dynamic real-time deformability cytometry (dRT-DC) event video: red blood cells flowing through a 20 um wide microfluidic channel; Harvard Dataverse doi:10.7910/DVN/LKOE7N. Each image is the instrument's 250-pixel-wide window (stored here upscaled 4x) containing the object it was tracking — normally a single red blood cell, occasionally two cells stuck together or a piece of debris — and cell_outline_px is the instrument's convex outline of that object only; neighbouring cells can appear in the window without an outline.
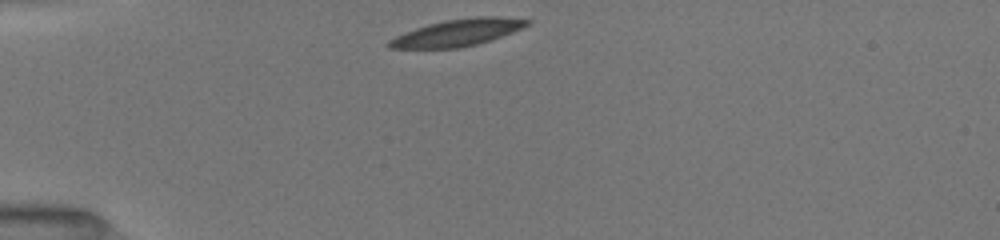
{"species": "common noctule bat (a hibernating species)", "species_latin": "Nyctalus noctula", "temperature_condition": "room temperature", "stored_images_in_passage": 39, "camera_frame_rate_fps": 3000, "um_per_image_px": 0.085, "animal": {"sex": "female", "body_mass_g": 19.5, "forearm_length_mm": 54.1}, "frame": {"image": 1, "passage_image": 1, "time_ms": 0.0, "image_size_px": [1000, 240], "cell_outline_px": [[532, 24], [512, 32], [476, 44], [460, 48], [388, 48], [384, 44], [388, 40], [404, 32], [428, 24], [444, 20], [476, 16], [500, 16], [532, 20]], "centroid_in_image_um": [38.88, 2.76], "position_along_channel_um": 46.1, "area_um2": 21.68}}
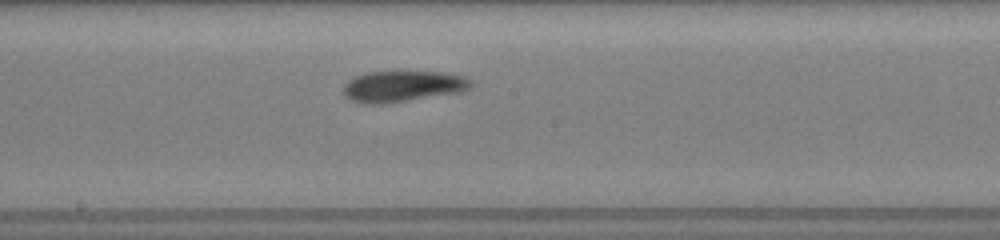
{"frame": {"image": 2, "passage_image": 16, "time_ms": 5.0, "image_size_px": [1000, 240], "cell_outline_px": [[476, 84], [472, 88], [464, 92], [384, 104], [364, 104], [348, 100], [344, 96], [344, 84], [348, 80], [356, 76], [368, 72], [440, 72], [468, 76]], "centroid_in_image_um": [34.3, 7.35], "position_along_channel_um": 213.9, "area_um2": 23.64}}
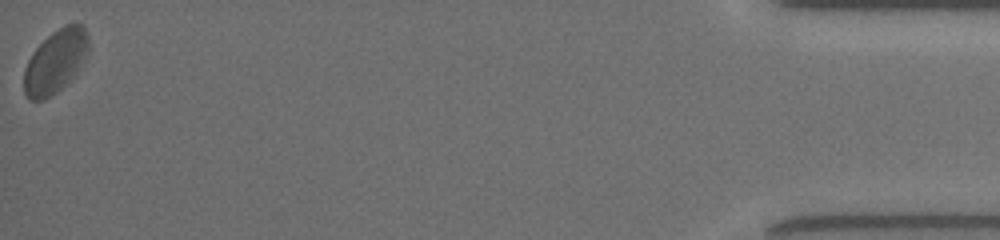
{"frame": {"image": 3, "passage_image": 39, "time_ms": 12.667, "image_size_px": [1000, 240], "cell_outline_px": [[88, 52], [84, 60], [76, 72], [56, 92], [44, 100], [28, 100], [24, 92], [24, 68], [32, 52], [52, 32], [64, 24], [84, 24], [88, 36]], "centroid_in_image_um": [4.7, 5.2], "position_along_channel_um": 430.5, "area_um2": 23.64}, "authors_computed_cell_mechanics": {"area_um2": 23.0044, "velocity_mm_per_s": 3.9422, "shape_relaxation_time_tau1_ms": 2.0119, "shape_relaxation_time_tau2_ms": 1.8446, "deformation_change_tau1": 0.1069, "deformation_change_tau2": 0.066}}